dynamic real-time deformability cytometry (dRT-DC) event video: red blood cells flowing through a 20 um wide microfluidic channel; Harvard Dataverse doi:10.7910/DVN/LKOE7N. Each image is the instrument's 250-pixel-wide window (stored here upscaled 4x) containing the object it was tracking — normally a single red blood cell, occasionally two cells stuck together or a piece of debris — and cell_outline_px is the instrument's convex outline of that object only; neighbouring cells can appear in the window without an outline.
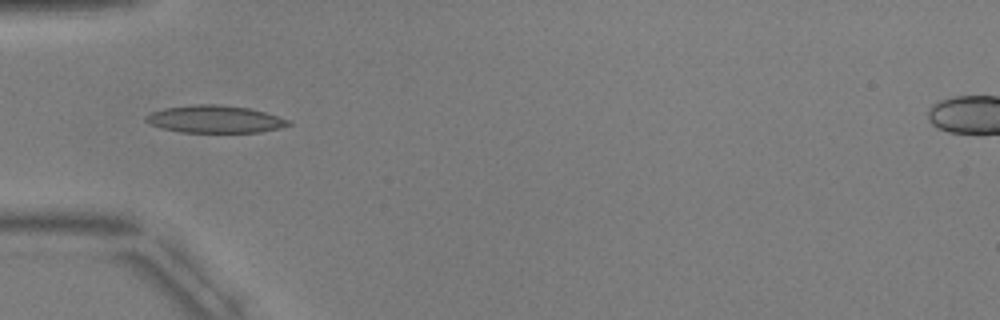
{"species": "common noctule bat (a hibernating species)", "species_latin": "Nyctalus noctula", "temperature_condition": "warm", "stored_images_in_passage": 10, "camera_frame_rate_fps": 3000, "um_per_image_px": 0.085, "animal": {"sex": "male", "body_mass_g": 17.9, "forearm_length_mm": 54.2}, "frame": {"image": 1, "passage_image": 5, "time_ms": 5.667, "image_size_px": [1000, 320], "cell_outline_px": [[292, 124], [280, 128], [260, 132], [180, 132], [160, 128], [148, 124], [144, 120], [144, 116], [152, 112], [164, 108], [196, 104], [216, 104], [248, 108], [264, 112], [292, 120]], "centroid_in_image_um": [18.25, 10.13], "position_along_channel_um": 66.8, "area_um2": 22.89}}
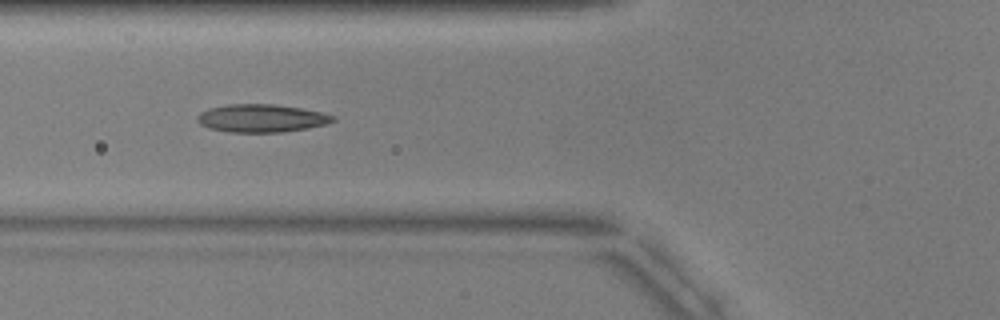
{"frame": {"image": 2, "passage_image": 6, "time_ms": 6.667, "image_size_px": [1000, 320], "cell_outline_px": [[336, 120], [328, 124], [284, 132], [228, 132], [208, 128], [200, 124], [196, 120], [196, 116], [200, 112], [208, 108], [228, 104], [276, 104], [300, 108], [320, 112], [336, 116]], "centroid_in_image_um": [22.2, 10.05], "position_along_channel_um": 103.6, "area_um2": 22.25}}
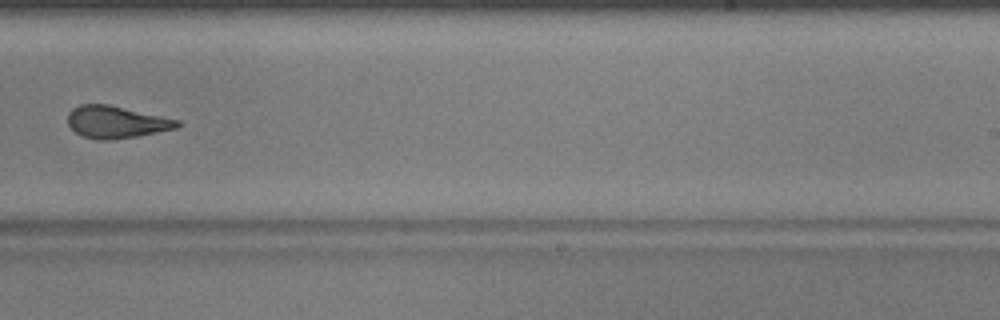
{"frame": {"image": 3, "passage_image": 10, "time_ms": 11.333, "image_size_px": [1000, 320], "cell_outline_px": [[180, 124], [176, 128], [136, 136], [112, 140], [100, 140], [84, 136], [76, 132], [68, 124], [68, 112], [72, 108], [80, 104], [108, 104], [180, 120]], "centroid_in_image_um": [9.86, 10.36], "position_along_channel_um": 279.1, "area_um2": 20.35}}